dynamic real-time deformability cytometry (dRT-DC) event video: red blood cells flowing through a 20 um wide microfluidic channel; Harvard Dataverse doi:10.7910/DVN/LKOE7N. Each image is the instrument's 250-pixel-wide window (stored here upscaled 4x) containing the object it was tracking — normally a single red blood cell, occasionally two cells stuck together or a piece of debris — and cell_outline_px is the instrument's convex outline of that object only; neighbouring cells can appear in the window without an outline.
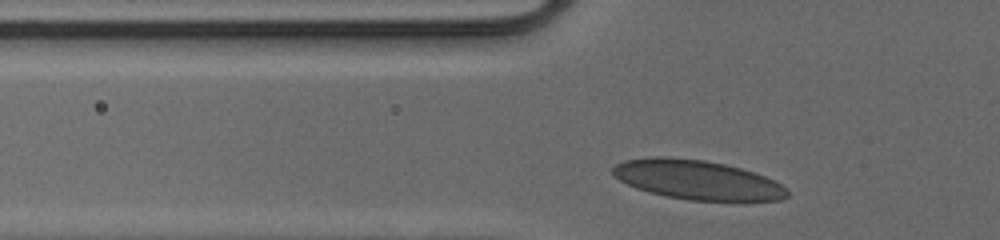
{"species": "human", "species_latin": "Homo sapiens", "temperature_condition": "cold", "stored_images_in_passage": 28, "camera_frame_rate_fps": 3000, "um_per_image_px": 0.085, "donor": {"sex": "male"}, "frame": {"image": 1, "passage_image": 3, "time_ms": 0.667, "image_size_px": [1000, 240], "cell_outline_px": [[788, 196], [780, 200], [692, 200], [668, 196], [648, 192], [636, 188], [620, 180], [612, 172], [612, 168], [616, 164], [624, 160], [648, 156], [668, 156], [704, 160], [724, 164], [740, 168], [764, 176], [788, 188]], "centroid_in_image_um": [59.23, 15.27], "position_along_channel_um": 66.6, "area_um2": 39.71}}
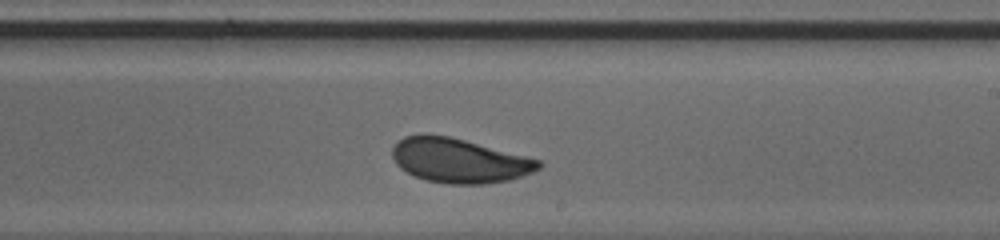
{"frame": {"image": 2, "passage_image": 17, "time_ms": 5.333, "image_size_px": [1000, 240], "cell_outline_px": [[544, 164], [540, 168], [532, 172], [508, 180], [484, 184], [448, 184], [428, 180], [416, 176], [400, 168], [396, 164], [392, 156], [392, 148], [404, 136], [424, 132], [448, 136], [464, 140], [540, 160]], "centroid_in_image_um": [39.0, 13.63], "position_along_channel_um": 250.0, "area_um2": 37.69}}
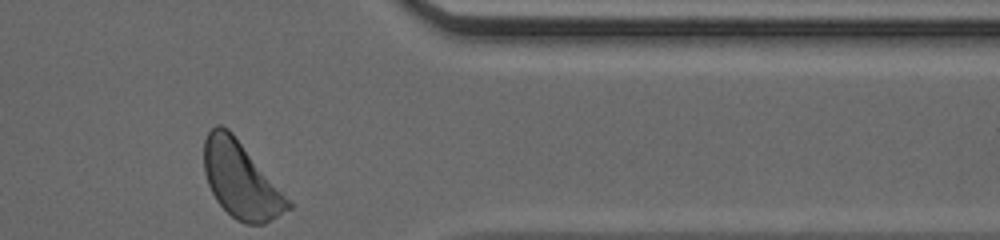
{"frame": {"image": 3, "passage_image": 28, "time_ms": 9.0, "image_size_px": [1000, 240], "cell_outline_px": [[292, 208], [264, 224], [244, 224], [236, 220], [216, 200], [208, 184], [204, 172], [204, 140], [208, 132], [216, 124], [220, 124], [228, 128], [232, 132], [292, 204]], "centroid_in_image_um": [20.44, 15.3], "position_along_channel_um": 391.0, "area_um2": 36.7}, "authors_computed_cell_mechanics": {"area_um2": 38.2636, "velocity_mm_per_s": 4.0759, "shape_relaxation_time_tau1_ms": 1.8763, "shape_relaxation_time_tau2_ms": 0.4897, "deformation_change_tau1": 0.0989, "deformation_change_tau2": 0.0551}}